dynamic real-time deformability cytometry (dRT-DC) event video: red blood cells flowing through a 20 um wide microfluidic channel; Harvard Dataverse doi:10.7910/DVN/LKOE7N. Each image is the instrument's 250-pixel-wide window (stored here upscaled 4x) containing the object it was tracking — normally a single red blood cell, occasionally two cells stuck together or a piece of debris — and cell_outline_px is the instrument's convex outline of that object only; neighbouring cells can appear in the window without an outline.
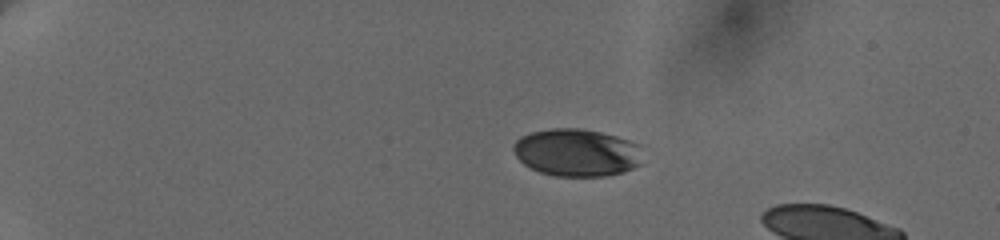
{"species": "human", "species_latin": "Homo sapiens", "temperature_condition": "cold", "stored_images_in_passage": 4, "camera_frame_rate_fps": 3000, "um_per_image_px": 0.085, "donor": {"sex": "female"}, "frame": {"image": 1, "passage_image": 1, "time_ms": 0.0, "image_size_px": [1000, 240], "cell_outline_px": [[640, 164], [624, 172], [604, 176], [556, 176], [540, 172], [524, 164], [516, 156], [512, 148], [516, 140], [520, 136], [532, 132], [552, 128], [580, 128], [600, 132], [616, 136], [640, 144]], "centroid_in_image_um": [49.01, 12.96], "position_along_channel_um": 36.0, "area_um2": 35.78}}